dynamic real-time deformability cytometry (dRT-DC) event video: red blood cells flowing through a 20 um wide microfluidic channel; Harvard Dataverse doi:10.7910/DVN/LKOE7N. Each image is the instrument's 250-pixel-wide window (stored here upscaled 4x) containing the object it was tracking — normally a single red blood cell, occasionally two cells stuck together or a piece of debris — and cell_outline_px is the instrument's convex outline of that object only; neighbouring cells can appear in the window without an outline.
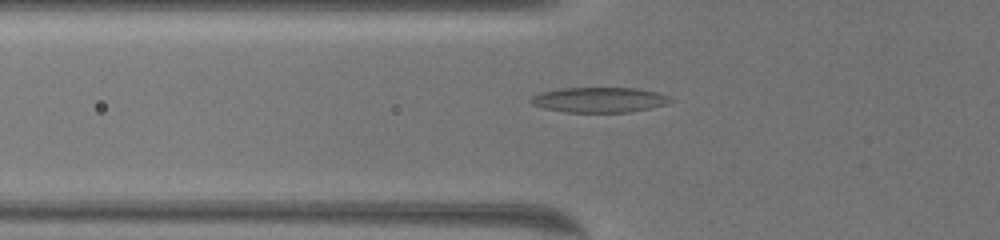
{"species": "common noctule bat (a hibernating species)", "species_latin": "Nyctalus noctula", "temperature_condition": "warm", "stored_images_in_passage": 56, "camera_frame_rate_fps": 3000, "um_per_image_px": 0.085, "animal": {"sex": "female", "body_mass_g": 19.5, "forearm_length_mm": 54.1}, "frame": {"image": 1, "passage_image": 17, "time_ms": 5.333, "image_size_px": [1000, 240], "cell_outline_px": [[672, 100], [664, 104], [648, 108], [628, 112], [564, 112], [544, 108], [532, 104], [528, 100], [532, 96], [540, 92], [560, 88], [636, 88], [656, 92], [668, 96]], "centroid_in_image_um": [50.86, 8.48], "position_along_channel_um": 74.9, "area_um2": 20.29}}
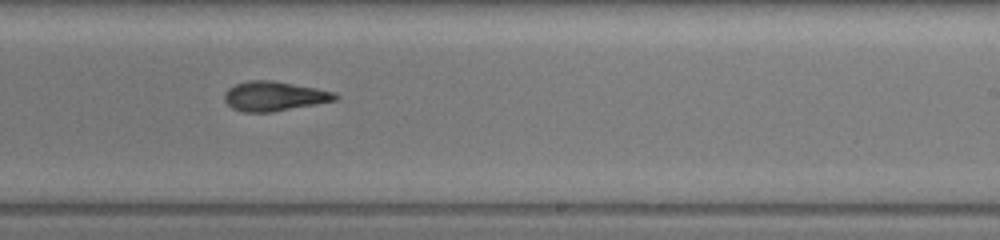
{"frame": {"image": 2, "passage_image": 34, "time_ms": 11.0, "image_size_px": [1000, 240], "cell_outline_px": [[340, 96], [336, 100], [316, 104], [272, 112], [244, 112], [232, 108], [224, 100], [224, 92], [228, 88], [236, 84], [248, 80], [272, 80], [316, 88], [336, 92]], "centroid_in_image_um": [23.31, 8.17], "position_along_channel_um": 265.7, "area_um2": 19.13}}
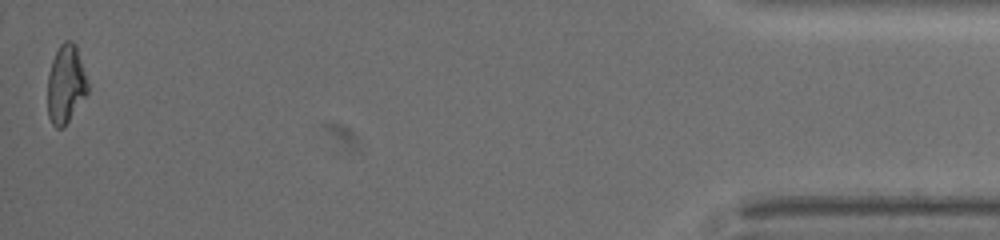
{"frame": {"image": 3, "passage_image": 56, "time_ms": 18.333, "image_size_px": [1000, 240], "cell_outline_px": [[88, 92], [64, 128], [56, 128], [52, 124], [48, 116], [48, 76], [52, 60], [60, 44], [64, 40], [72, 40], [76, 44], [88, 84]], "centroid_in_image_um": [5.59, 7.16], "position_along_channel_um": 429.6, "area_um2": 18.32}, "authors_computed_cell_mechanics": {"area_um2": 19.1318, "velocity_mm_per_s": 3.3681, "shape_relaxation_time_tau1_ms": 11.0024, "shape_relaxation_time_tau2_ms": 3.2477, "deformation_change_tau1": 0.2727, "deformation_change_tau2": 0.1204}}